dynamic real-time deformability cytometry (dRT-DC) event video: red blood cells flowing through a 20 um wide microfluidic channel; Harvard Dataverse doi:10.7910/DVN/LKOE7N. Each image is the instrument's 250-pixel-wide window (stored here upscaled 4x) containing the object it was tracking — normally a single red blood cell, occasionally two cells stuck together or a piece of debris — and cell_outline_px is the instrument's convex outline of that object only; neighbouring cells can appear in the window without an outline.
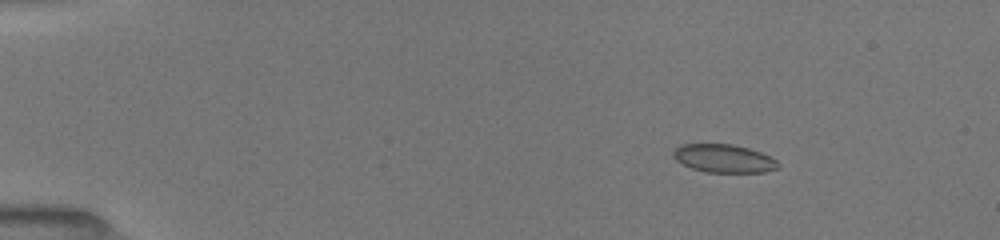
{"species": "common noctule bat (a hibernating species)", "species_latin": "Nyctalus noctula", "temperature_condition": "room temperature", "stored_images_in_passage": 11, "camera_frame_rate_fps": 3000, "um_per_image_px": 0.085, "animal": {"sex": "female", "body_mass_g": 19.5, "forearm_length_mm": 54.1}, "frame": {"image": 1, "passage_image": 4, "time_ms": 2.0, "image_size_px": [1000, 240], "cell_outline_px": [[780, 168], [764, 172], [704, 172], [692, 168], [676, 160], [672, 156], [672, 152], [680, 144], [732, 144], [748, 148], [760, 152], [776, 160], [780, 164]], "centroid_in_image_um": [61.52, 13.47], "position_along_channel_um": 23.5, "area_um2": 17.22}}
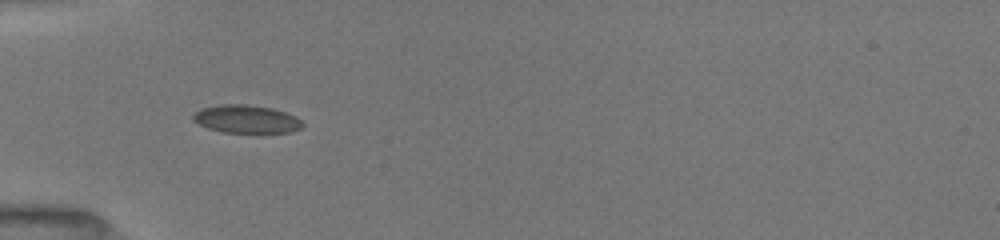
{"frame": {"image": 2, "passage_image": 8, "time_ms": 5.333, "image_size_px": [1000, 240], "cell_outline_px": [[304, 124], [300, 128], [292, 132], [224, 132], [208, 128], [192, 120], [192, 116], [200, 108], [216, 104], [248, 104], [272, 108], [296, 116]], "centroid_in_image_um": [20.92, 10.1], "position_along_channel_um": 64.1, "area_um2": 17.86}}
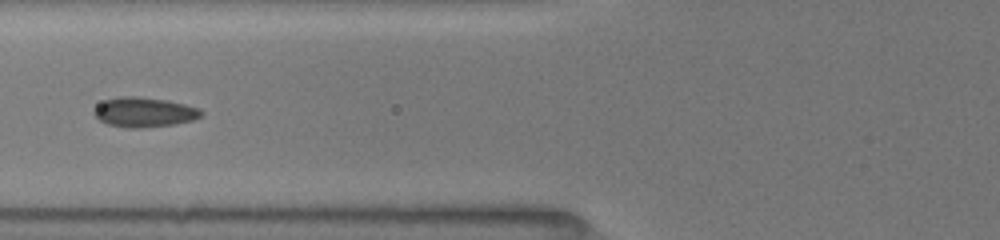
{"frame": {"image": 3, "passage_image": 10, "time_ms": 6.667, "image_size_px": [1000, 240], "cell_outline_px": [[204, 112], [200, 116], [192, 120], [172, 124], [140, 128], [128, 128], [108, 124], [100, 120], [92, 112], [104, 100], [116, 96], [136, 96], [168, 100], [200, 108]], "centroid_in_image_um": [12.25, 9.52], "position_along_channel_um": 113.5, "area_um2": 18.5}}